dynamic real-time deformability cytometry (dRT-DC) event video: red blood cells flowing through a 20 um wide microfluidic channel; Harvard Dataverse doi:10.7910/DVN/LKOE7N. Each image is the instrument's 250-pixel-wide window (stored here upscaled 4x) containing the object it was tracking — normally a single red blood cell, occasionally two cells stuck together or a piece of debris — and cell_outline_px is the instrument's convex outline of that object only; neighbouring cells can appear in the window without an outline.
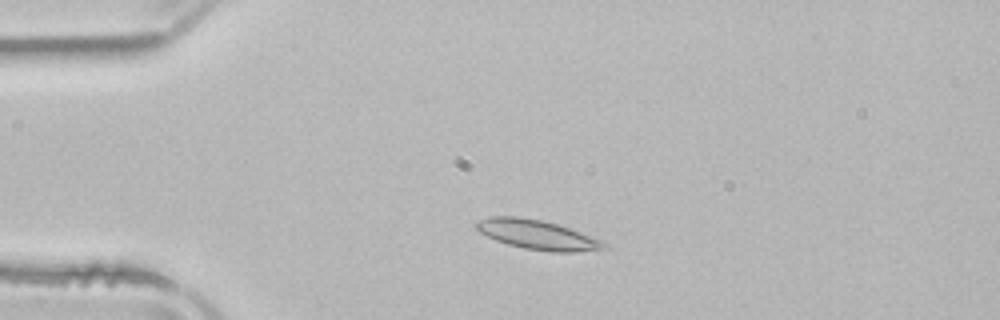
{"species": "common noctule bat (a hibernating species)", "species_latin": "Nyctalus noctula", "temperature_condition": "room temperature", "stored_images_in_passage": 3, "camera_frame_rate_fps": 3000, "um_per_image_px": 0.085, "animal": {"sex": "male", "body_mass_g": 21.5, "forearm_length_mm": 52.0}, "frame": {"image": 1, "passage_image": 2, "time_ms": 1.667, "image_size_px": [1000, 320], "cell_outline_px": [[612, 248], [572, 252], [548, 252], [524, 248], [508, 244], [496, 240], [480, 232], [472, 224], [476, 220], [492, 216], [516, 216], [540, 220], [556, 224], [604, 240]], "centroid_in_image_um": [45.69, 19.96], "position_along_channel_um": 39.3, "area_um2": 22.08}}